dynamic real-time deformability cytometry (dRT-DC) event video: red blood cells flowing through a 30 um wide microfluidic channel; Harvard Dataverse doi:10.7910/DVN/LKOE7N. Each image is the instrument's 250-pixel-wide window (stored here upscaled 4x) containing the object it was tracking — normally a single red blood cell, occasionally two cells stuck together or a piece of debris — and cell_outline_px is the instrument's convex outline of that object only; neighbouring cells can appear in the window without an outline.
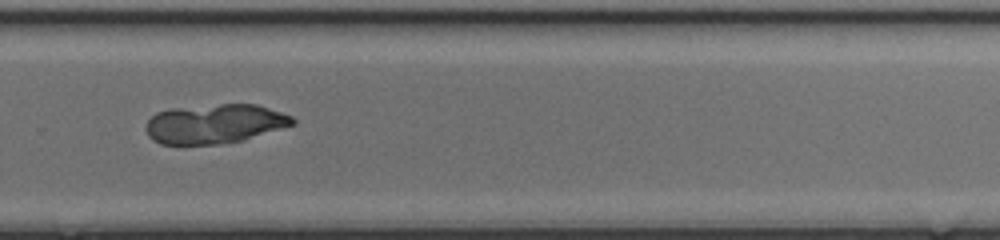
{"species": "common noctule bat (a hibernating species)", "species_latin": "Nyctalus noctula", "temperature_condition": "cold", "stored_images_in_passage": 33, "camera_frame_rate_fps": 3000, "um_per_image_px": 0.085, "animal": {"sex": "female", "body_mass_g": 17.0, "forearm_length_mm": 48.0}, "frame": {"image": 1, "passage_image": 19, "time_ms": 6.0, "image_size_px": [1000, 240], "cell_outline_px": [[296, 124], [244, 140], [220, 144], [160, 144], [152, 140], [148, 136], [148, 120], [156, 112], [172, 108], [220, 104], [256, 104], [292, 116], [296, 120]], "centroid_in_image_um": [18.28, 10.52], "position_along_channel_um": 311.5, "area_um2": 33.58}}